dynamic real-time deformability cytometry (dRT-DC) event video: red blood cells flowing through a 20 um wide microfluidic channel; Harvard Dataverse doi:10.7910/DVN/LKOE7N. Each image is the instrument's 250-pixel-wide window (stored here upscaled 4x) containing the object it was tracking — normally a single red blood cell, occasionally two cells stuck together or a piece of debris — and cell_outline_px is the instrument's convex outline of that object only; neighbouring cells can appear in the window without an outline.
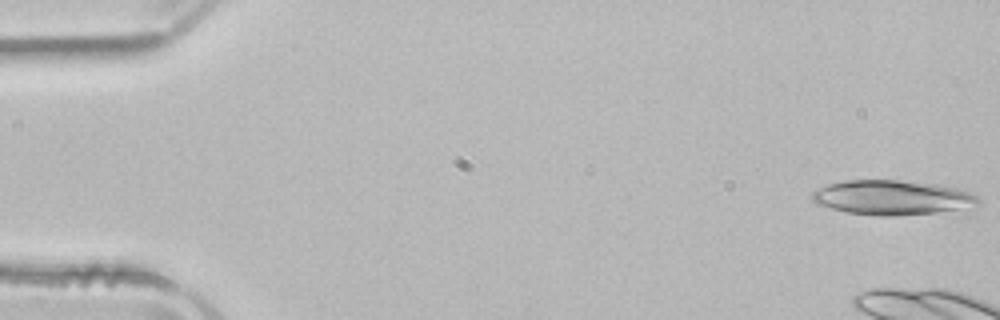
{"species": "common noctule bat (a hibernating species)", "species_latin": "Nyctalus noctula", "temperature_condition": "room temperature", "stored_images_in_passage": 6, "camera_frame_rate_fps": 3000, "um_per_image_px": 0.085, "animal": {"sex": "male", "body_mass_g": 21.5, "forearm_length_mm": 52.0}, "frame": {"image": 1, "passage_image": 1, "time_ms": 0.0, "image_size_px": [1000, 320], "cell_outline_px": [[984, 204], [936, 212], [896, 216], [876, 216], [848, 212], [816, 204], [812, 200], [812, 192], [828, 184], [844, 180], [900, 180], [936, 184], [956, 188], [980, 196]], "centroid_in_image_um": [75.86, 16.79], "position_along_channel_um": 9.1, "area_um2": 33.52}}